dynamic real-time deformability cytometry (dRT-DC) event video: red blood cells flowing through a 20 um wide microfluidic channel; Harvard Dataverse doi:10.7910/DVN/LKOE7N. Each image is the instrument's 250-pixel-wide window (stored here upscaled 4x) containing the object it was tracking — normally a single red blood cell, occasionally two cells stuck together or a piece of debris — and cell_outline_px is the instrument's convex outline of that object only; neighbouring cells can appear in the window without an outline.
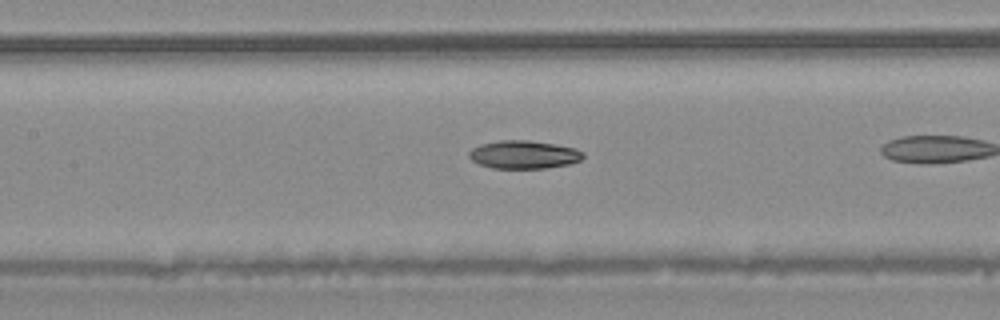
{"species": "common noctule bat (a hibernating species)", "species_latin": "Nyctalus noctula", "temperature_condition": "warm", "stored_images_in_passage": 34, "camera_frame_rate_fps": 3000, "um_per_image_px": 0.085, "animal": {"sex": "male", "body_mass_g": 20.4}, "frame": {"image": 1, "passage_image": 20, "time_ms": 6.333, "image_size_px": [1000, 320], "cell_outline_px": [[584, 156], [580, 160], [568, 164], [544, 168], [492, 168], [480, 164], [472, 160], [468, 156], [468, 152], [472, 148], [480, 144], [500, 140], [528, 140], [556, 144], [576, 148], [584, 152]], "centroid_in_image_um": [44.52, 13.13], "position_along_channel_um": 162.9, "area_um2": 18.73}}